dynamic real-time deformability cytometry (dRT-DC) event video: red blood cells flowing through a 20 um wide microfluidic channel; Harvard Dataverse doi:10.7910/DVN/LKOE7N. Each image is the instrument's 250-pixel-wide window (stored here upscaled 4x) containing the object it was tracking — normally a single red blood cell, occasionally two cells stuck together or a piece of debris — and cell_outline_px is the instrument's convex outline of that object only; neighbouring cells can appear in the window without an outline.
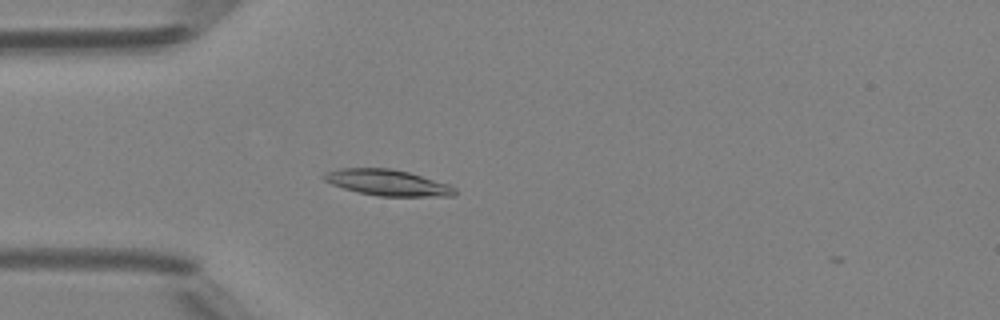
{"species": "Egyptian fruit bat (a non-hibernating species)", "species_latin": "Rousettus aegyptiacus", "temperature_condition": "room temperature", "stored_images_in_passage": 38, "camera_frame_rate_fps": 3000, "um_per_image_px": 0.085, "animal": {"sex": "female"}, "frame": {"image": 1, "passage_image": 2, "time_ms": 0.333, "image_size_px": [1000, 320], "cell_outline_px": [[456, 196], [380, 196], [360, 192], [344, 188], [332, 184], [324, 180], [320, 176], [324, 172], [340, 168], [392, 168], [408, 172], [448, 184], [456, 188]], "centroid_in_image_um": [32.92, 15.51], "position_along_channel_um": 52.1, "area_um2": 19.77}}
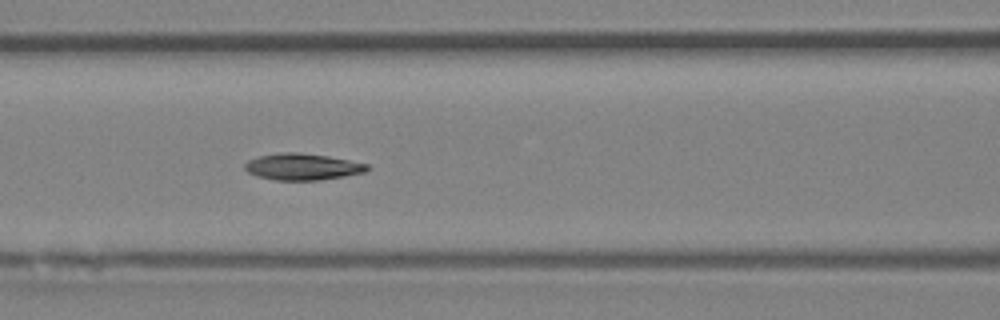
{"frame": {"image": 2, "passage_image": 9, "time_ms": 2.667, "image_size_px": [1000, 320], "cell_outline_px": [[368, 172], [320, 180], [272, 180], [256, 176], [248, 172], [244, 168], [244, 164], [248, 160], [260, 156], [284, 152], [300, 152], [328, 156], [368, 164]], "centroid_in_image_um": [25.7, 14.18], "position_along_channel_um": 140.9, "area_um2": 18.96}}
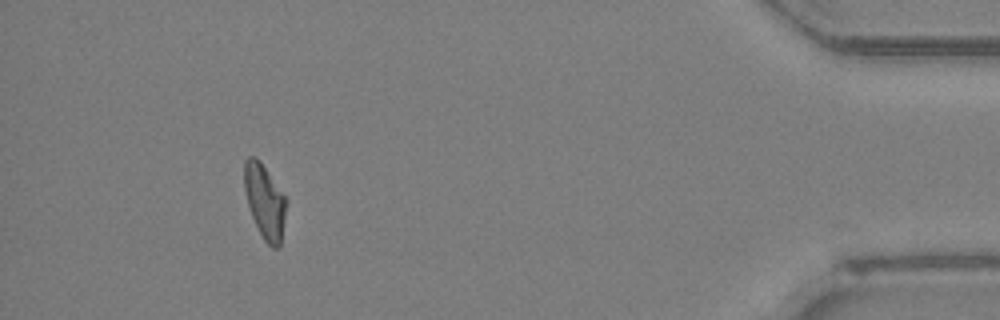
{"frame": {"image": 3, "passage_image": 33, "time_ms": 10.667, "image_size_px": [1000, 320], "cell_outline_px": [[288, 200], [280, 244], [276, 248], [272, 248], [264, 240], [252, 216], [248, 204], [244, 188], [244, 160], [248, 156], [256, 156], [260, 160]], "centroid_in_image_um": [22.51, 17.07], "position_along_channel_um": 412.7, "area_um2": 18.15}, "authors_computed_cell_mechanics": {"area_um2": 18.2937, "velocity_mm_per_s": 4.1957, "shape_relaxation_time_tau1_ms": null, "shape_relaxation_time_tau2_ms": 4.3125, "deformation_change_tau1": null, "deformation_change_tau2": 0.1037}}